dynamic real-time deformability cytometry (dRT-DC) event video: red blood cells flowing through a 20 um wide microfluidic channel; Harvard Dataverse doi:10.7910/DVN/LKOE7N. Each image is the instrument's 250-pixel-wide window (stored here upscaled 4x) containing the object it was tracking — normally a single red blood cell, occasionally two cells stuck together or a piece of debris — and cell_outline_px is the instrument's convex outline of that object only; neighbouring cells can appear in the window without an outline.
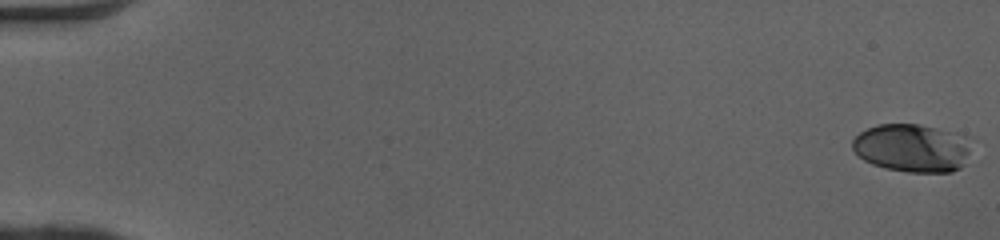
{"species": "human", "species_latin": "Homo sapiens", "temperature_condition": "cold", "stored_images_in_passage": 51, "camera_frame_rate_fps": 3000, "um_per_image_px": 0.085, "donor": {"sex": "female"}, "frame": {"image": 1, "passage_image": 1, "time_ms": 0.0, "image_size_px": [1000, 240], "cell_outline_px": [[968, 152], [964, 164], [960, 168], [952, 172], [908, 172], [884, 168], [872, 164], [864, 160], [852, 148], [852, 140], [860, 132], [876, 124], [916, 124], [956, 132], [968, 136]], "centroid_in_image_um": [77.52, 12.57], "position_along_channel_um": 7.5, "area_um2": 33.35}}
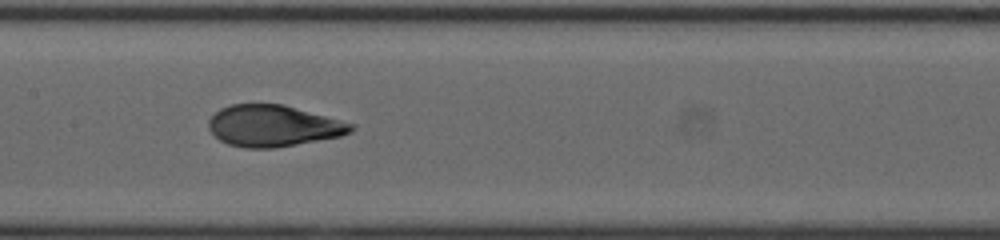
{"frame": {"image": 2, "passage_image": 27, "time_ms": 8.667, "image_size_px": [1000, 240], "cell_outline_px": [[356, 128], [352, 132], [340, 136], [276, 148], [244, 148], [228, 144], [220, 140], [208, 128], [208, 120], [220, 108], [232, 104], [284, 104], [356, 124]], "centroid_in_image_um": [23.25, 10.69], "position_along_channel_um": 184.1, "area_um2": 34.51}}
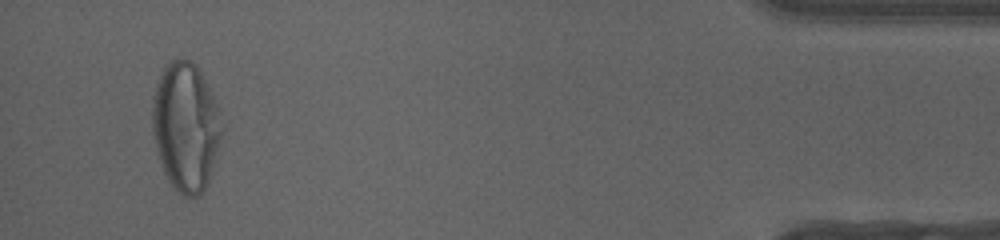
{"frame": {"image": 3, "passage_image": 49, "time_ms": 16.0, "image_size_px": [1000, 240], "cell_outline_px": [[224, 128], [208, 184], [200, 196], [184, 196], [168, 180], [164, 172], [156, 148], [152, 132], [152, 96], [156, 84], [164, 64], [172, 60], [188, 60], [196, 64], [216, 104]], "centroid_in_image_um": [15.78, 10.77], "position_along_channel_um": 419.4, "area_um2": 51.96}, "authors_computed_cell_mechanics": {"area_um2": 34.4488, "velocity_mm_per_s": 4.1068, "shape_relaxation_time_tau1_ms": 4.6228, "shape_relaxation_time_tau2_ms": null, "deformation_change_tau1": 0.2143, "deformation_change_tau2": null}}